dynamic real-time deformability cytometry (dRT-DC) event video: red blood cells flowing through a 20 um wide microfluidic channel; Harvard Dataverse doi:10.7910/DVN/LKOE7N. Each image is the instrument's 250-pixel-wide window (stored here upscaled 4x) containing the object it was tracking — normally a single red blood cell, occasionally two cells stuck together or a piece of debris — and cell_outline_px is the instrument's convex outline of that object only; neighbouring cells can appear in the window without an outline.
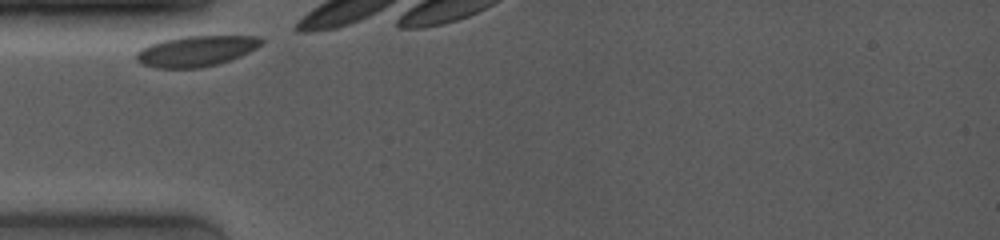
{"species": "common noctule bat (a hibernating species)", "species_latin": "Nyctalus noctula", "temperature_condition": "room temperature", "stored_images_in_passage": 4, "camera_frame_rate_fps": 4000, "um_per_image_px": 0.085, "animal": {"sex": "female", "body_mass_g": 19.0, "forearm_length_mm": 53.3}, "frame": {"image": 1, "passage_image": 1, "time_ms": 0.0, "image_size_px": [1000, 240], "cell_outline_px": [[264, 40], [256, 48], [240, 56], [216, 64], [200, 68], [156, 68], [140, 64], [136, 60], [136, 52], [140, 48], [148, 44], [164, 40], [184, 36], [260, 36]], "centroid_in_image_um": [16.62, 4.34], "position_along_channel_um": 68.4, "area_um2": 22.31}}